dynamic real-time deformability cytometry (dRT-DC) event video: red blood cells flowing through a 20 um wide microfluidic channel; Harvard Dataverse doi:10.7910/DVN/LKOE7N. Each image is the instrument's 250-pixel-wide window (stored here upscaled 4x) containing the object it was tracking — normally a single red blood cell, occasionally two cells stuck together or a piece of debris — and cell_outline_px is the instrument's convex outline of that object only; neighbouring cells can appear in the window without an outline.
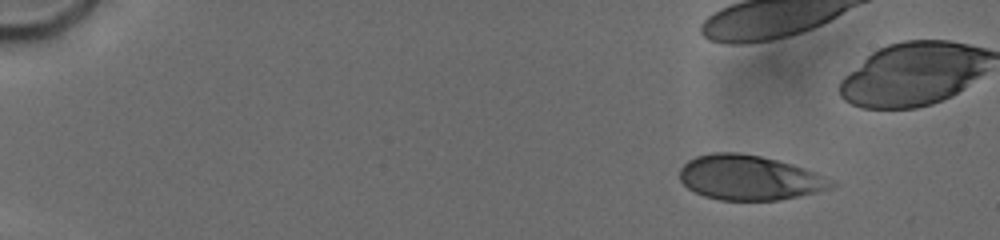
{"species": "human", "species_latin": "Homo sapiens", "temperature_condition": "cold", "stored_images_in_passage": 39, "camera_frame_rate_fps": 3000, "um_per_image_px": 0.085, "donor": {"sex": "male"}, "frame": {"image": 1, "passage_image": 1, "time_ms": 0.0, "image_size_px": [1000, 240], "cell_outline_px": [[840, 184], [832, 188], [816, 192], [776, 200], [720, 200], [704, 196], [688, 188], [680, 180], [680, 168], [688, 160], [696, 156], [712, 152], [736, 152], [760, 156], [792, 164], [804, 168], [836, 180]], "centroid_in_image_um": [63.72, 15.1], "position_along_channel_um": 21.3, "area_um2": 39.65}}